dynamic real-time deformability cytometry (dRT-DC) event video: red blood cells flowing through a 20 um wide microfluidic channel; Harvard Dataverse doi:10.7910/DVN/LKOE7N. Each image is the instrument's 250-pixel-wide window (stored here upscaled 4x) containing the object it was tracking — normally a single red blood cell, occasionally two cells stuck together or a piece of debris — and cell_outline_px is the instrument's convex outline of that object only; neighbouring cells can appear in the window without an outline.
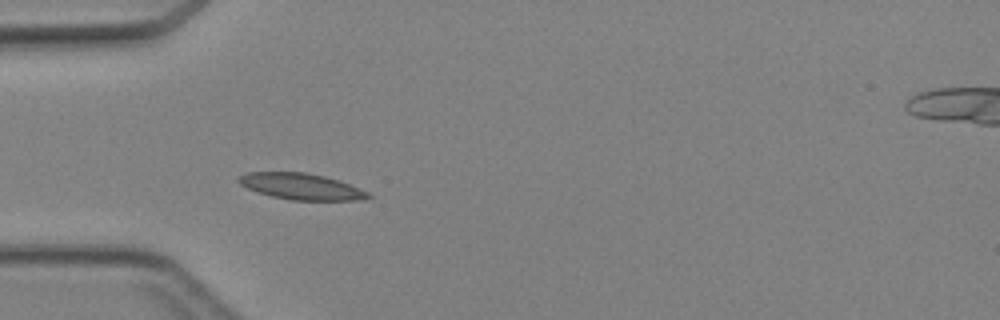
{"species": "Egyptian fruit bat (a non-hibernating species)", "species_latin": "Rousettus aegyptiacus", "temperature_condition": "cold", "stored_images_in_passage": 33, "camera_frame_rate_fps": 3000, "um_per_image_px": 0.085, "animal": {"sex": "female"}, "frame": {"image": 1, "passage_image": 1, "time_ms": 0.0, "image_size_px": [1000, 320], "cell_outline_px": [[372, 196], [368, 200], [292, 200], [272, 196], [256, 192], [240, 184], [236, 180], [236, 176], [248, 172], [304, 172], [324, 176], [348, 184], [368, 192]], "centroid_in_image_um": [25.57, 15.85], "position_along_channel_um": 59.4, "area_um2": 19.77}}
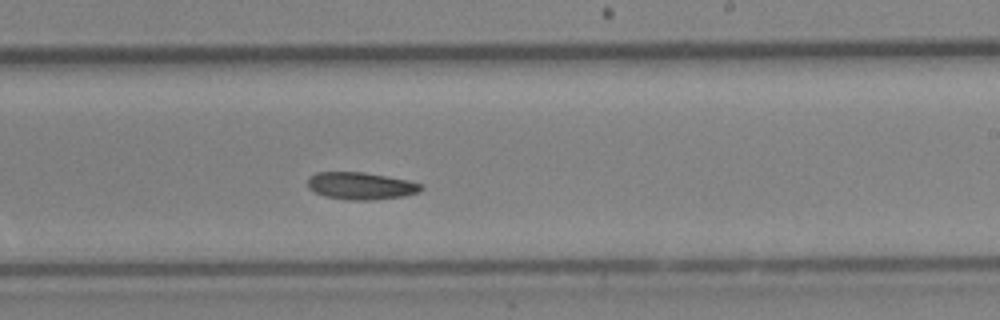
{"frame": {"image": 2, "passage_image": 15, "time_ms": 4.667, "image_size_px": [1000, 320], "cell_outline_px": [[424, 188], [416, 192], [404, 196], [372, 200], [348, 200], [324, 196], [308, 188], [308, 176], [316, 172], [364, 172], [408, 180], [424, 184]], "centroid_in_image_um": [30.66, 15.79], "position_along_channel_um": 258.3, "area_um2": 18.09}}
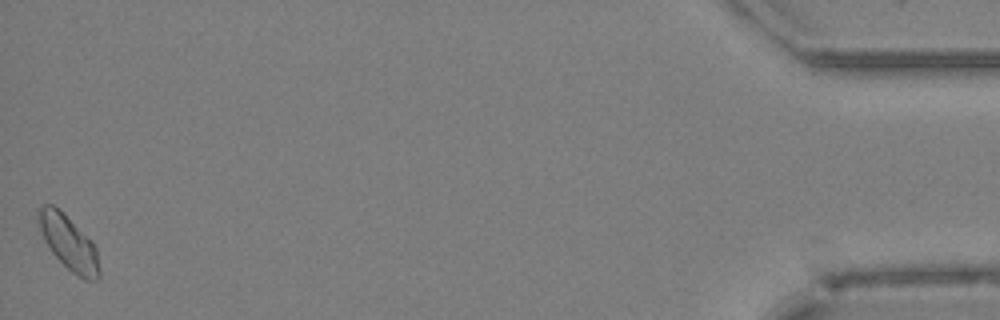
{"frame": {"image": 3, "passage_image": 33, "time_ms": 10.667, "image_size_px": [1000, 320], "cell_outline_px": [[100, 276], [96, 280], [84, 280], [72, 272], [52, 252], [44, 240], [36, 220], [36, 208], [40, 204], [52, 204], [60, 208], [92, 240], [96, 248], [100, 272]], "centroid_in_image_um": [5.8, 20.56], "position_along_channel_um": 429.4, "area_um2": 19.71}}